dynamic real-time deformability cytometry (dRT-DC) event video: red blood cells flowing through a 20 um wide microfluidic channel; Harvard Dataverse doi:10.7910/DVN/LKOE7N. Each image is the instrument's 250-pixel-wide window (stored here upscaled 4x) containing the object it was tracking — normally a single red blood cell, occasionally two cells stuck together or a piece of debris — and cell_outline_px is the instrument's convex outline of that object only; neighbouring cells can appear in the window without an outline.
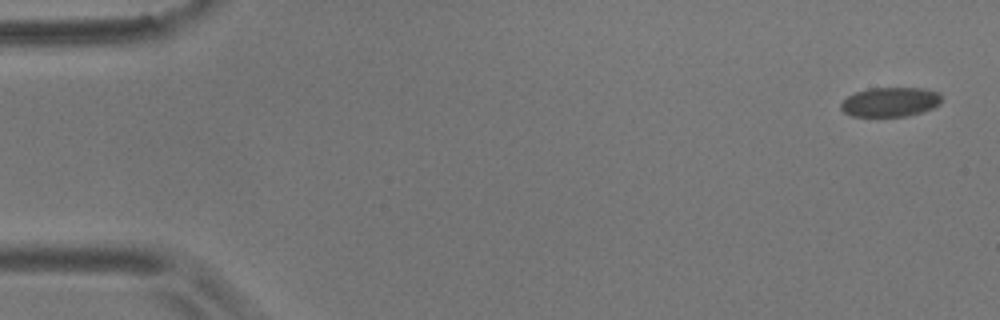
{"species": "common noctule bat (a hibernating species)", "species_latin": "Nyctalus noctula", "temperature_condition": "room temperature", "stored_images_in_passage": 7, "camera_frame_rate_fps": 3000, "um_per_image_px": 0.085, "animal": {"sex": "male", "body_mass_g": 17.9}, "frame": {"image": 1, "passage_image": 1, "time_ms": 0.0, "image_size_px": [1000, 320], "cell_outline_px": [[940, 104], [932, 108], [908, 116], [852, 116], [844, 112], [840, 108], [840, 104], [848, 96], [856, 92], [868, 88], [924, 88], [940, 92]], "centroid_in_image_um": [75.67, 8.66], "position_along_channel_um": 9.3, "area_um2": 17.22}}
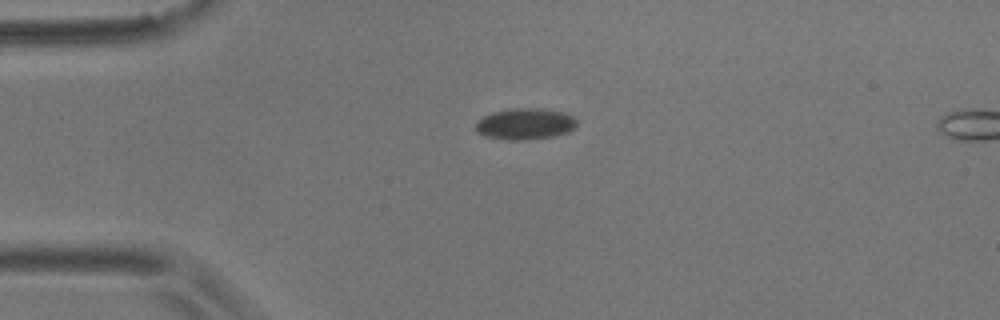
{"frame": {"image": 2, "passage_image": 5, "time_ms": 1.333, "image_size_px": [1000, 320], "cell_outline_px": [[576, 128], [568, 132], [556, 136], [524, 140], [512, 140], [484, 136], [476, 132], [476, 124], [484, 116], [492, 112], [512, 108], [540, 108], [560, 112], [572, 116], [576, 120]], "centroid_in_image_um": [44.64, 10.54], "position_along_channel_um": 40.4, "area_um2": 18.38}}